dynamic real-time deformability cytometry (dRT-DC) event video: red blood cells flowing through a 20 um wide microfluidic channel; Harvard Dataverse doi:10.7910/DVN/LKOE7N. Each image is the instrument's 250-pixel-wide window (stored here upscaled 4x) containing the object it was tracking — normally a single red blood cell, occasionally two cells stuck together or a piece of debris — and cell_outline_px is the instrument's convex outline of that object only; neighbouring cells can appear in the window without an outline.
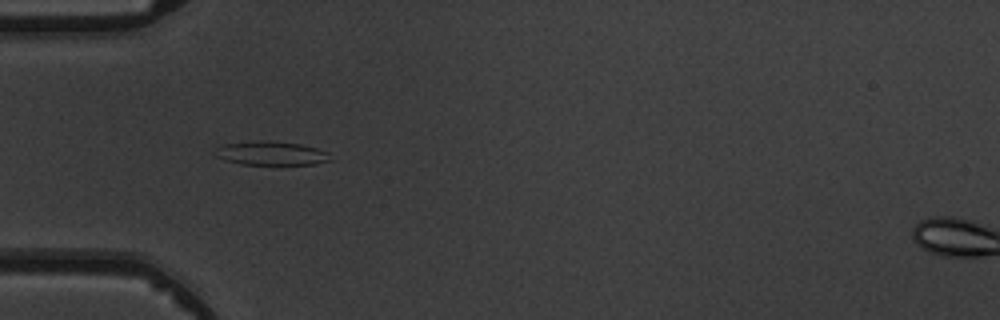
{"species": "common noctule bat (a hibernating species)", "species_latin": "Nyctalus noctula", "temperature_condition": "warm", "stored_images_in_passage": 7, "camera_frame_rate_fps": 3000, "um_per_image_px": 0.085, "animal": {"sex": "male", "body_mass_g": 19.5, "forearm_length_mm": 54.6}, "frame": {"image": 1, "passage_image": 6, "time_ms": 5.667, "image_size_px": [1000, 320], "cell_outline_px": [[332, 160], [312, 164], [240, 164], [224, 160], [216, 156], [212, 152], [216, 148], [224, 144], [260, 140], [300, 144], [316, 148], [328, 152]], "centroid_in_image_um": [23.01, 13.03], "position_along_channel_um": 62.0, "area_um2": 15.9}}
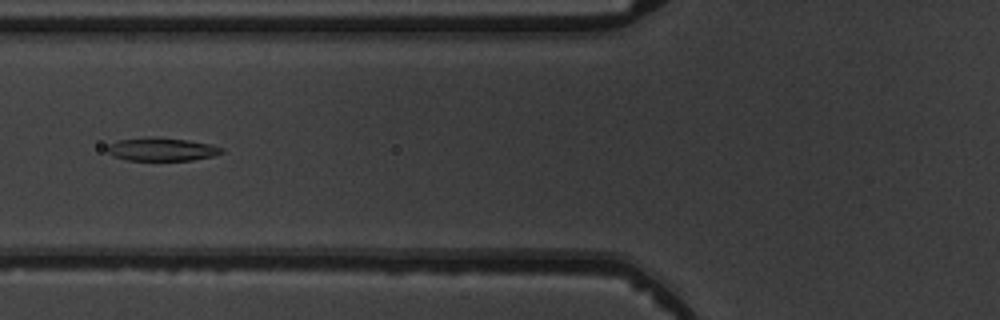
{"frame": {"image": 2, "passage_image": 7, "time_ms": 7.0, "image_size_px": [1000, 320], "cell_outline_px": [[224, 152], [212, 156], [192, 160], [128, 160], [112, 156], [108, 152], [108, 144], [116, 140], [152, 136], [188, 140], [212, 144], [224, 148]], "centroid_in_image_um": [13.75, 12.68], "position_along_channel_um": 112.1, "area_um2": 15.61}}